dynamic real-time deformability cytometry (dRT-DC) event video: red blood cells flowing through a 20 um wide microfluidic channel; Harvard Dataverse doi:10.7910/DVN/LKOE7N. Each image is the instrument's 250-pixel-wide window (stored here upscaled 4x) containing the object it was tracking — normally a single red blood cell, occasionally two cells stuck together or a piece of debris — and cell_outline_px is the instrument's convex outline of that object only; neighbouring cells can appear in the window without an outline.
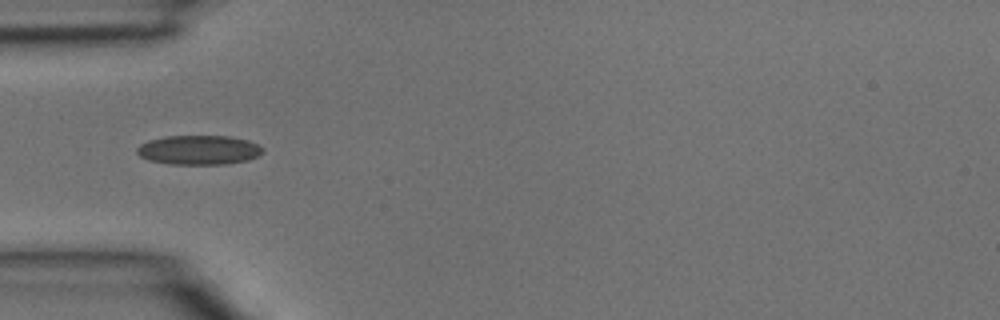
{"species": "common noctule bat (a hibernating species)", "species_latin": "Nyctalus noctula", "temperature_condition": "room temperature", "stored_images_in_passage": 2, "camera_frame_rate_fps": 3000, "um_per_image_px": 0.085, "animal": {"sex": "male", "body_mass_g": 15.6}, "frame": {"image": 1, "passage_image": 1, "time_ms": 0.0, "image_size_px": [1000, 320], "cell_outline_px": [[264, 152], [260, 156], [248, 160], [224, 164], [172, 164], [148, 160], [140, 156], [136, 152], [136, 148], [140, 144], [148, 140], [164, 136], [232, 136], [248, 140], [260, 144], [264, 148]], "centroid_in_image_um": [16.94, 12.74], "position_along_channel_um": 68.1, "area_um2": 21.85}}